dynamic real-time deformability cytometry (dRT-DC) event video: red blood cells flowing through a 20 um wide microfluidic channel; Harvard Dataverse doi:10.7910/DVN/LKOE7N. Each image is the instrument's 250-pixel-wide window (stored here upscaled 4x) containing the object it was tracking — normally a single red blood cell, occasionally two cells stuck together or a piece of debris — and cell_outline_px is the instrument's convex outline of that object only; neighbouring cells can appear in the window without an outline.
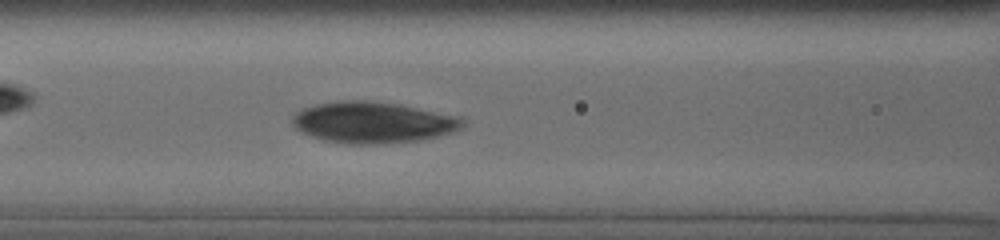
{"species": "human", "species_latin": "Homo sapiens", "temperature_condition": "cold", "stored_images_in_passage": 10, "camera_frame_rate_fps": 3000, "um_per_image_px": 0.085, "donor": {"sex": "male"}, "frame": {"image": 1, "passage_image": 10, "time_ms": 6.667, "image_size_px": [1000, 240], "cell_outline_px": [[464, 124], [456, 132], [420, 140], [384, 144], [348, 144], [324, 140], [308, 136], [300, 132], [292, 124], [292, 116], [300, 108], [316, 104], [340, 100], [368, 100], [396, 104], [460, 116], [464, 120]], "centroid_in_image_um": [31.66, 10.41], "position_along_channel_um": 134.9, "area_um2": 41.33}}